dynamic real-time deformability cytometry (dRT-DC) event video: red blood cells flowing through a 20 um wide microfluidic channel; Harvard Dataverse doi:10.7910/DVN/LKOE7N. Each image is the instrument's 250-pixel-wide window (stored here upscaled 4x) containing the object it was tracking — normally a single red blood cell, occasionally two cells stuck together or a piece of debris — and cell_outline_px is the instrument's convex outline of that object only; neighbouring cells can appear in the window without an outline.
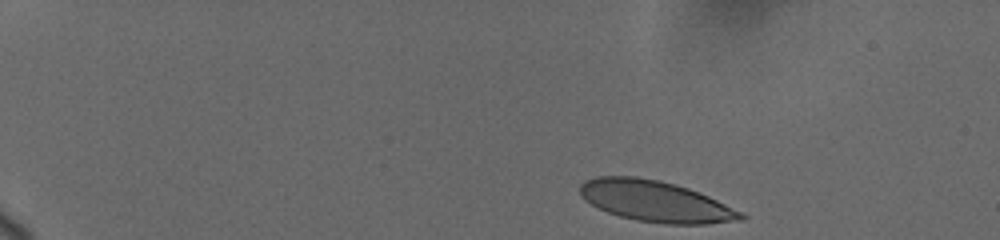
{"species": "human", "species_latin": "Homo sapiens", "temperature_condition": "cold", "stored_images_in_passage": 60, "camera_frame_rate_fps": 3000, "um_per_image_px": 0.085, "donor": {"sex": "female"}, "frame": {"image": 1, "passage_image": 1, "time_ms": 0.0, "image_size_px": [1000, 240], "cell_outline_px": [[748, 216], [744, 220], [704, 224], [668, 224], [636, 220], [620, 216], [608, 212], [584, 200], [580, 196], [580, 184], [584, 180], [596, 176], [636, 176], [660, 180], [676, 184], [688, 188], [708, 196]], "centroid_in_image_um": [55.69, 17.1], "position_along_channel_um": 29.3, "area_um2": 38.38}}
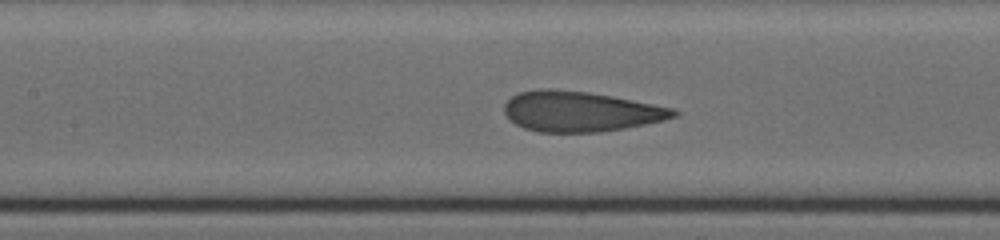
{"frame": {"image": 2, "passage_image": 33, "time_ms": 6.667, "image_size_px": [1000, 240], "cell_outline_px": [[680, 112], [676, 116], [664, 120], [624, 128], [596, 132], [540, 132], [524, 128], [516, 124], [504, 112], [504, 104], [512, 96], [520, 92], [536, 88], [552, 88], [588, 92], [612, 96], [672, 108]], "centroid_in_image_um": [49.3, 9.46], "position_along_channel_um": 158.1, "area_um2": 39.54}}
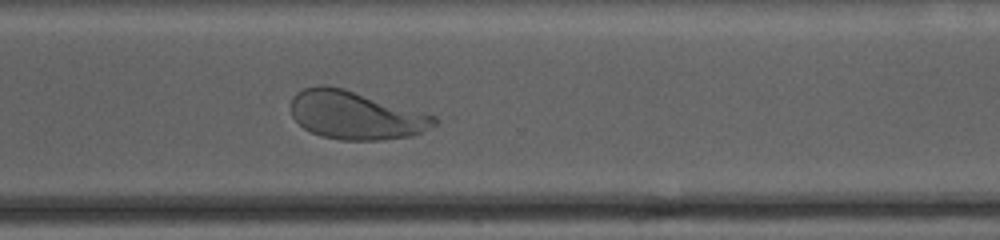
{"frame": {"image": 3, "passage_image": 59, "time_ms": 11.667, "image_size_px": [1000, 240], "cell_outline_px": [[444, 120], [412, 136], [376, 140], [340, 140], [320, 136], [304, 128], [292, 116], [292, 96], [296, 92], [304, 88], [320, 84], [324, 84], [344, 88], [436, 116]], "centroid_in_image_um": [30.23, 9.78], "position_along_channel_um": 340.4, "area_um2": 40.34}}